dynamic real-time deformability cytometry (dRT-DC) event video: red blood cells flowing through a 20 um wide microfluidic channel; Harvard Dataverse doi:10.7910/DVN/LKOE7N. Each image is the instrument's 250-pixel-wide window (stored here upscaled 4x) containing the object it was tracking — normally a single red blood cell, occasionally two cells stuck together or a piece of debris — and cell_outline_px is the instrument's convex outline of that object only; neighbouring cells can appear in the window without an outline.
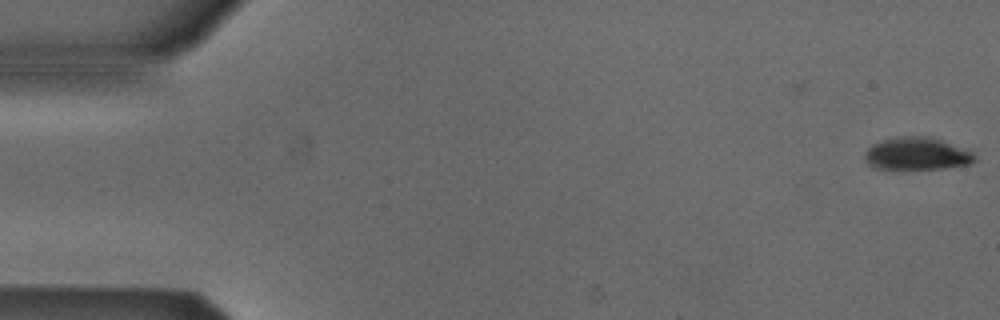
{"species": "Egyptian fruit bat (a non-hibernating species)", "species_latin": "Rousettus aegyptiacus", "temperature_condition": "cold", "stored_images_in_passage": 2, "camera_frame_rate_fps": 3000, "um_per_image_px": 0.085, "animal": {"sex": "male"}, "frame": {"image": 1, "passage_image": 2, "time_ms": 0.333, "image_size_px": [1000, 320], "cell_outline_px": [[976, 160], [968, 164], [944, 168], [872, 168], [864, 160], [864, 152], [872, 144], [896, 136], [928, 136], [940, 140], [972, 152], [976, 156]], "centroid_in_image_um": [77.88, 13.06], "position_along_channel_um": 7.1, "area_um2": 20.58}}